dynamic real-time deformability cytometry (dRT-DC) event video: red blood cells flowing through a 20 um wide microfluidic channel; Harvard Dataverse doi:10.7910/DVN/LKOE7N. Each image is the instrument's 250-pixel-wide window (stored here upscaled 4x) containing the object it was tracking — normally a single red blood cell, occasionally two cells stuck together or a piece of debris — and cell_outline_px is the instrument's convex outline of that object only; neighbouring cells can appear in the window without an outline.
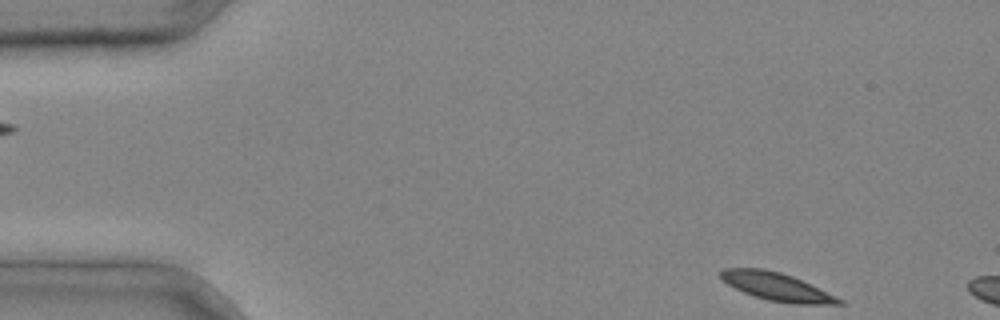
{"species": "common noctule bat (a hibernating species)", "species_latin": "Nyctalus noctula", "temperature_condition": "cold", "stored_images_in_passage": 3, "segment_of_instrument_passage": [2, 2], "camera_frame_rate_fps": 3000, "um_per_image_px": 0.085, "animal": {"sex": "male", "body_mass_g": 20.4}, "frame": {"image": 1, "passage_image": 3, "time_ms": 0.667, "image_size_px": [1000, 320], "cell_outline_px": [[844, 304], [796, 304], [768, 300], [744, 292], [728, 284], [720, 276], [720, 272], [724, 268], [764, 268], [780, 272], [792, 276], [836, 296], [844, 300]], "centroid_in_image_um": [66.04, 24.36], "position_along_channel_um": 19.0, "area_um2": 18.96}}